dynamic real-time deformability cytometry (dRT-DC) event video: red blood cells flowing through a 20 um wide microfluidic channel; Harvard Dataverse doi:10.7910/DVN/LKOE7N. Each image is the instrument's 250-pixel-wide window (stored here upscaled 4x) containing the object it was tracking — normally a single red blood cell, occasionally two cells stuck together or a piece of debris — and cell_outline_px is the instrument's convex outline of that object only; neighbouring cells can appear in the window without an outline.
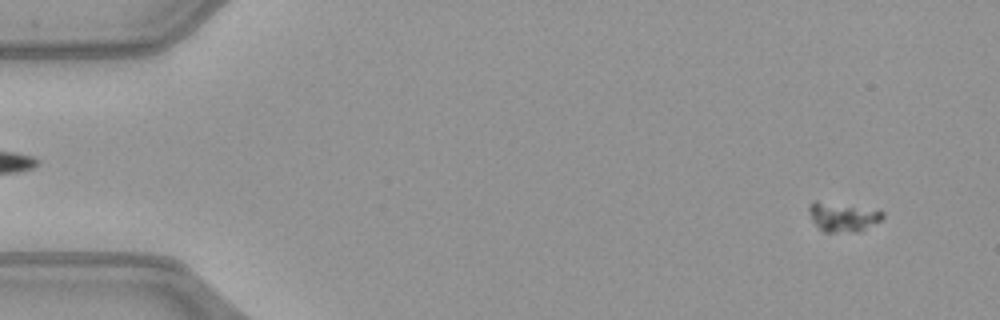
{"species": "common noctule bat (a hibernating species)", "species_latin": "Nyctalus noctula", "temperature_condition": "warm", "stored_images_in_passage": 20, "camera_frame_rate_fps": 3000, "um_per_image_px": 0.085, "animal": {"sex": "female", "body_mass_g": 21.9}, "frame": {"image": 1, "passage_image": 4, "time_ms": 1.0, "image_size_px": [1000, 320], "cell_outline_px": [[884, 216], [880, 220], [860, 232], [824, 232], [812, 220], [808, 212], [808, 208], [816, 200], [884, 212]], "centroid_in_image_um": [71.61, 18.46], "position_along_channel_um": 13.4, "area_um2": 12.14}}
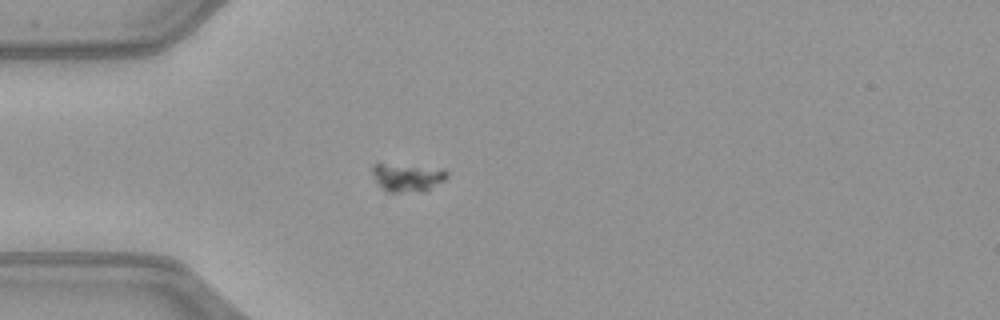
{"frame": {"image": 2, "passage_image": 15, "time_ms": 4.667, "image_size_px": [1000, 320], "cell_outline_px": [[448, 176], [444, 180], [424, 192], [388, 192], [376, 180], [372, 172], [372, 164], [384, 164], [444, 168], [448, 172]], "centroid_in_image_um": [34.68, 15.08], "position_along_channel_um": 50.3, "area_um2": 12.08}}